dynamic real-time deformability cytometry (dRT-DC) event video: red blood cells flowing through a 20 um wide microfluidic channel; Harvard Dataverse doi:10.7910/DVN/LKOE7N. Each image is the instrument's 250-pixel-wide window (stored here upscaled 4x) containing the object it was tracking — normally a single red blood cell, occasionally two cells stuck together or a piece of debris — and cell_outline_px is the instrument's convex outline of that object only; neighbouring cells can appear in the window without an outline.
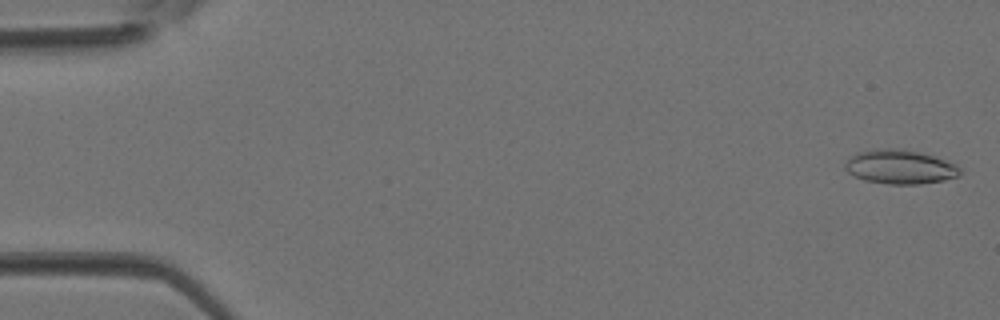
{"species": "Egyptian fruit bat (a non-hibernating species)", "species_latin": "Rousettus aegyptiacus", "temperature_condition": "room temperature", "stored_images_in_passage": 5, "camera_frame_rate_fps": 3000, "um_per_image_px": 0.085, "animal": {"sex": "female"}, "frame": {"image": 1, "passage_image": 1, "time_ms": 0.0, "image_size_px": [1000, 320], "cell_outline_px": [[960, 176], [944, 180], [920, 184], [888, 184], [864, 180], [848, 172], [844, 168], [844, 164], [856, 152], [872, 148], [892, 148], [916, 152], [936, 156], [956, 164], [960, 168]], "centroid_in_image_um": [76.5, 14.18], "position_along_channel_um": 8.5, "area_um2": 22.89}}